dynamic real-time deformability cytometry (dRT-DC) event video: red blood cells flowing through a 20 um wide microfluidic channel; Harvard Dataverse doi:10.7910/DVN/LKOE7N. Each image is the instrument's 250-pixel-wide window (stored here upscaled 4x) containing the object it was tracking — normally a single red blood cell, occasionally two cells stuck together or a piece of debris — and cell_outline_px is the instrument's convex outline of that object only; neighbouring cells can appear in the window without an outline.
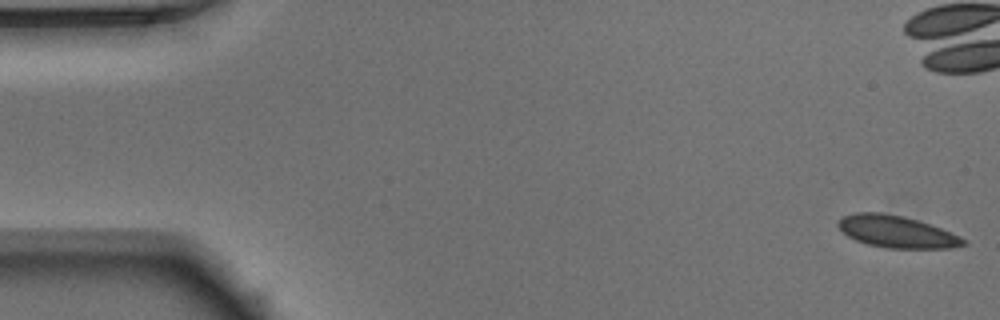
{"species": "Egyptian fruit bat (a non-hibernating species)", "species_latin": "Rousettus aegyptiacus", "temperature_condition": "warm", "stored_images_in_passage": 8, "camera_frame_rate_fps": 3000, "um_per_image_px": 0.085, "animal": {"sex": "male"}, "frame": {"image": 1, "passage_image": 1, "time_ms": 0.0, "image_size_px": [1000, 320], "cell_outline_px": [[968, 244], [948, 248], [884, 248], [868, 244], [856, 240], [848, 236], [836, 224], [844, 216], [856, 212], [880, 212], [904, 216], [940, 228], [960, 236], [968, 240]], "centroid_in_image_um": [76.23, 19.7], "position_along_channel_um": 8.8, "area_um2": 23.18}}